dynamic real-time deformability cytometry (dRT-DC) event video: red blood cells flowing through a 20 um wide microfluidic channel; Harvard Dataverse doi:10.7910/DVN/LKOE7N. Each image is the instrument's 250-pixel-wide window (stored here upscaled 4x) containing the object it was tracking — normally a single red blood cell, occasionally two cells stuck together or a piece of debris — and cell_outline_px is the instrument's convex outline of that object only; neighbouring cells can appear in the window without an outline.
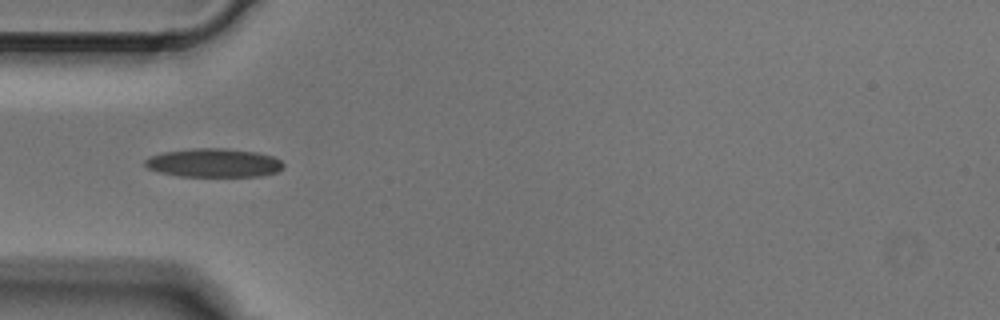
{"species": "Egyptian fruit bat (a non-hibernating species)", "species_latin": "Rousettus aegyptiacus", "temperature_condition": "cold", "stored_images_in_passage": 1, "camera_frame_rate_fps": 3000, "um_per_image_px": 0.085, "animal": {"sex": "male"}, "frame": {"image": 1, "passage_image": 1, "time_ms": 0.0, "image_size_px": [1000, 320], "cell_outline_px": [[284, 168], [276, 172], [260, 176], [180, 176], [160, 172], [148, 168], [144, 164], [144, 160], [148, 156], [164, 152], [192, 148], [224, 148], [256, 152], [272, 156], [280, 160], [284, 164]], "centroid_in_image_um": [18.16, 13.84], "position_along_channel_um": 66.8, "area_um2": 23.12}}